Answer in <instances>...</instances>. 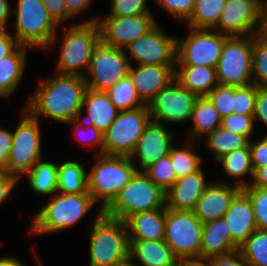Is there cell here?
<instances>
[{
    "label": "cell",
    "instance_id": "cell-43",
    "mask_svg": "<svg viewBox=\"0 0 267 266\" xmlns=\"http://www.w3.org/2000/svg\"><path fill=\"white\" fill-rule=\"evenodd\" d=\"M254 123V117L251 115L232 113L222 118L220 127L246 136L250 140L254 130Z\"/></svg>",
    "mask_w": 267,
    "mask_h": 266
},
{
    "label": "cell",
    "instance_id": "cell-60",
    "mask_svg": "<svg viewBox=\"0 0 267 266\" xmlns=\"http://www.w3.org/2000/svg\"><path fill=\"white\" fill-rule=\"evenodd\" d=\"M114 266H135V265H134V262H132V261L128 258V259L124 260L123 262L118 263V264H116V265H114Z\"/></svg>",
    "mask_w": 267,
    "mask_h": 266
},
{
    "label": "cell",
    "instance_id": "cell-20",
    "mask_svg": "<svg viewBox=\"0 0 267 266\" xmlns=\"http://www.w3.org/2000/svg\"><path fill=\"white\" fill-rule=\"evenodd\" d=\"M176 65H136L131 64L129 76L141 101L148 105L156 94L175 79Z\"/></svg>",
    "mask_w": 267,
    "mask_h": 266
},
{
    "label": "cell",
    "instance_id": "cell-47",
    "mask_svg": "<svg viewBox=\"0 0 267 266\" xmlns=\"http://www.w3.org/2000/svg\"><path fill=\"white\" fill-rule=\"evenodd\" d=\"M249 148L251 152V162L254 172L267 165V135L256 142L249 140Z\"/></svg>",
    "mask_w": 267,
    "mask_h": 266
},
{
    "label": "cell",
    "instance_id": "cell-9",
    "mask_svg": "<svg viewBox=\"0 0 267 266\" xmlns=\"http://www.w3.org/2000/svg\"><path fill=\"white\" fill-rule=\"evenodd\" d=\"M203 223L194 211L165 206V238L178 260L200 258Z\"/></svg>",
    "mask_w": 267,
    "mask_h": 266
},
{
    "label": "cell",
    "instance_id": "cell-41",
    "mask_svg": "<svg viewBox=\"0 0 267 266\" xmlns=\"http://www.w3.org/2000/svg\"><path fill=\"white\" fill-rule=\"evenodd\" d=\"M257 85L234 86L233 113L254 116Z\"/></svg>",
    "mask_w": 267,
    "mask_h": 266
},
{
    "label": "cell",
    "instance_id": "cell-2",
    "mask_svg": "<svg viewBox=\"0 0 267 266\" xmlns=\"http://www.w3.org/2000/svg\"><path fill=\"white\" fill-rule=\"evenodd\" d=\"M95 157L97 161L87 173L88 192L97 202L96 208L103 211L132 179L138 167L129 156L97 154Z\"/></svg>",
    "mask_w": 267,
    "mask_h": 266
},
{
    "label": "cell",
    "instance_id": "cell-1",
    "mask_svg": "<svg viewBox=\"0 0 267 266\" xmlns=\"http://www.w3.org/2000/svg\"><path fill=\"white\" fill-rule=\"evenodd\" d=\"M86 90L84 77L56 74L46 80L40 79L24 108L36 119L40 116L49 117L67 124L81 117Z\"/></svg>",
    "mask_w": 267,
    "mask_h": 266
},
{
    "label": "cell",
    "instance_id": "cell-42",
    "mask_svg": "<svg viewBox=\"0 0 267 266\" xmlns=\"http://www.w3.org/2000/svg\"><path fill=\"white\" fill-rule=\"evenodd\" d=\"M206 97L212 102L222 118L233 113L234 86L218 85Z\"/></svg>",
    "mask_w": 267,
    "mask_h": 266
},
{
    "label": "cell",
    "instance_id": "cell-21",
    "mask_svg": "<svg viewBox=\"0 0 267 266\" xmlns=\"http://www.w3.org/2000/svg\"><path fill=\"white\" fill-rule=\"evenodd\" d=\"M211 181L207 182L202 168L195 173L178 178L165 193L166 208L193 211Z\"/></svg>",
    "mask_w": 267,
    "mask_h": 266
},
{
    "label": "cell",
    "instance_id": "cell-5",
    "mask_svg": "<svg viewBox=\"0 0 267 266\" xmlns=\"http://www.w3.org/2000/svg\"><path fill=\"white\" fill-rule=\"evenodd\" d=\"M97 203L90 193L61 194L55 196L35 214L29 234H50L73 227Z\"/></svg>",
    "mask_w": 267,
    "mask_h": 266
},
{
    "label": "cell",
    "instance_id": "cell-17",
    "mask_svg": "<svg viewBox=\"0 0 267 266\" xmlns=\"http://www.w3.org/2000/svg\"><path fill=\"white\" fill-rule=\"evenodd\" d=\"M261 10L257 0H227L213 30L228 37L256 35Z\"/></svg>",
    "mask_w": 267,
    "mask_h": 266
},
{
    "label": "cell",
    "instance_id": "cell-10",
    "mask_svg": "<svg viewBox=\"0 0 267 266\" xmlns=\"http://www.w3.org/2000/svg\"><path fill=\"white\" fill-rule=\"evenodd\" d=\"M150 120L147 105L119 111L113 123L103 133L102 154L129 156Z\"/></svg>",
    "mask_w": 267,
    "mask_h": 266
},
{
    "label": "cell",
    "instance_id": "cell-50",
    "mask_svg": "<svg viewBox=\"0 0 267 266\" xmlns=\"http://www.w3.org/2000/svg\"><path fill=\"white\" fill-rule=\"evenodd\" d=\"M12 140V131L0 127V170H2L9 162Z\"/></svg>",
    "mask_w": 267,
    "mask_h": 266
},
{
    "label": "cell",
    "instance_id": "cell-34",
    "mask_svg": "<svg viewBox=\"0 0 267 266\" xmlns=\"http://www.w3.org/2000/svg\"><path fill=\"white\" fill-rule=\"evenodd\" d=\"M206 137L205 145L209 148V151H212L216 161L225 154L246 147L249 144V139L246 136L233 133L221 127Z\"/></svg>",
    "mask_w": 267,
    "mask_h": 266
},
{
    "label": "cell",
    "instance_id": "cell-26",
    "mask_svg": "<svg viewBox=\"0 0 267 266\" xmlns=\"http://www.w3.org/2000/svg\"><path fill=\"white\" fill-rule=\"evenodd\" d=\"M129 240L165 238V207L130 216L126 221Z\"/></svg>",
    "mask_w": 267,
    "mask_h": 266
},
{
    "label": "cell",
    "instance_id": "cell-44",
    "mask_svg": "<svg viewBox=\"0 0 267 266\" xmlns=\"http://www.w3.org/2000/svg\"><path fill=\"white\" fill-rule=\"evenodd\" d=\"M159 8L163 9L176 20L185 22L191 17L195 0H153Z\"/></svg>",
    "mask_w": 267,
    "mask_h": 266
},
{
    "label": "cell",
    "instance_id": "cell-18",
    "mask_svg": "<svg viewBox=\"0 0 267 266\" xmlns=\"http://www.w3.org/2000/svg\"><path fill=\"white\" fill-rule=\"evenodd\" d=\"M174 140L173 133L168 131L163 123L150 120L129 158L132 162L137 158L139 162L138 171H144L160 158L169 155L175 144L173 143Z\"/></svg>",
    "mask_w": 267,
    "mask_h": 266
},
{
    "label": "cell",
    "instance_id": "cell-33",
    "mask_svg": "<svg viewBox=\"0 0 267 266\" xmlns=\"http://www.w3.org/2000/svg\"><path fill=\"white\" fill-rule=\"evenodd\" d=\"M227 0H195L191 17L186 21L188 28L213 29L222 14Z\"/></svg>",
    "mask_w": 267,
    "mask_h": 266
},
{
    "label": "cell",
    "instance_id": "cell-59",
    "mask_svg": "<svg viewBox=\"0 0 267 266\" xmlns=\"http://www.w3.org/2000/svg\"><path fill=\"white\" fill-rule=\"evenodd\" d=\"M0 266H26L14 257H0Z\"/></svg>",
    "mask_w": 267,
    "mask_h": 266
},
{
    "label": "cell",
    "instance_id": "cell-13",
    "mask_svg": "<svg viewBox=\"0 0 267 266\" xmlns=\"http://www.w3.org/2000/svg\"><path fill=\"white\" fill-rule=\"evenodd\" d=\"M124 49L105 45L101 41L95 46L88 72L84 76L87 88L104 91L112 88L130 71L131 63Z\"/></svg>",
    "mask_w": 267,
    "mask_h": 266
},
{
    "label": "cell",
    "instance_id": "cell-3",
    "mask_svg": "<svg viewBox=\"0 0 267 266\" xmlns=\"http://www.w3.org/2000/svg\"><path fill=\"white\" fill-rule=\"evenodd\" d=\"M98 17L63 27L65 34L61 37L60 54L56 63V73L61 75H78L84 77L88 72L92 52L100 42ZM68 28V29H67ZM86 70L84 72V70Z\"/></svg>",
    "mask_w": 267,
    "mask_h": 266
},
{
    "label": "cell",
    "instance_id": "cell-7",
    "mask_svg": "<svg viewBox=\"0 0 267 266\" xmlns=\"http://www.w3.org/2000/svg\"><path fill=\"white\" fill-rule=\"evenodd\" d=\"M165 206V192L144 171H137L102 213L125 222L134 214L162 209Z\"/></svg>",
    "mask_w": 267,
    "mask_h": 266
},
{
    "label": "cell",
    "instance_id": "cell-54",
    "mask_svg": "<svg viewBox=\"0 0 267 266\" xmlns=\"http://www.w3.org/2000/svg\"><path fill=\"white\" fill-rule=\"evenodd\" d=\"M93 0H65L69 16L72 17L81 14L84 10L89 9Z\"/></svg>",
    "mask_w": 267,
    "mask_h": 266
},
{
    "label": "cell",
    "instance_id": "cell-46",
    "mask_svg": "<svg viewBox=\"0 0 267 266\" xmlns=\"http://www.w3.org/2000/svg\"><path fill=\"white\" fill-rule=\"evenodd\" d=\"M147 0H111L110 13L107 16H134L151 14Z\"/></svg>",
    "mask_w": 267,
    "mask_h": 266
},
{
    "label": "cell",
    "instance_id": "cell-45",
    "mask_svg": "<svg viewBox=\"0 0 267 266\" xmlns=\"http://www.w3.org/2000/svg\"><path fill=\"white\" fill-rule=\"evenodd\" d=\"M67 125H73L74 126V129H75L74 130V135H79V136L81 135L80 137L79 136H76V137L78 138V140L81 143H83V145L86 144V145H90L91 147L97 145L99 147L98 148L99 149V153L98 154H102L103 133L100 132L96 127L84 123L79 118L69 121L67 123ZM79 131H81V132H79ZM79 133H81V134H79ZM82 133H83V135H82ZM83 136H84V139L81 138Z\"/></svg>",
    "mask_w": 267,
    "mask_h": 266
},
{
    "label": "cell",
    "instance_id": "cell-48",
    "mask_svg": "<svg viewBox=\"0 0 267 266\" xmlns=\"http://www.w3.org/2000/svg\"><path fill=\"white\" fill-rule=\"evenodd\" d=\"M41 1L47 8L49 15L55 20V22L59 26L60 24L62 25L65 21H67L69 18L71 20V17L69 16V13L67 11L65 0H41Z\"/></svg>",
    "mask_w": 267,
    "mask_h": 266
},
{
    "label": "cell",
    "instance_id": "cell-35",
    "mask_svg": "<svg viewBox=\"0 0 267 266\" xmlns=\"http://www.w3.org/2000/svg\"><path fill=\"white\" fill-rule=\"evenodd\" d=\"M195 144L193 141H187L181 149L177 145L171 148L169 156L176 179L195 173L202 168L201 156L194 152Z\"/></svg>",
    "mask_w": 267,
    "mask_h": 266
},
{
    "label": "cell",
    "instance_id": "cell-23",
    "mask_svg": "<svg viewBox=\"0 0 267 266\" xmlns=\"http://www.w3.org/2000/svg\"><path fill=\"white\" fill-rule=\"evenodd\" d=\"M239 250L233 242L224 218H219L203 224L201 238V259H211L227 255Z\"/></svg>",
    "mask_w": 267,
    "mask_h": 266
},
{
    "label": "cell",
    "instance_id": "cell-14",
    "mask_svg": "<svg viewBox=\"0 0 267 266\" xmlns=\"http://www.w3.org/2000/svg\"><path fill=\"white\" fill-rule=\"evenodd\" d=\"M198 96L189 92L176 79L160 90L149 102L151 120L159 123H183L191 120Z\"/></svg>",
    "mask_w": 267,
    "mask_h": 266
},
{
    "label": "cell",
    "instance_id": "cell-57",
    "mask_svg": "<svg viewBox=\"0 0 267 266\" xmlns=\"http://www.w3.org/2000/svg\"><path fill=\"white\" fill-rule=\"evenodd\" d=\"M256 35L265 43H267V4L262 6Z\"/></svg>",
    "mask_w": 267,
    "mask_h": 266
},
{
    "label": "cell",
    "instance_id": "cell-53",
    "mask_svg": "<svg viewBox=\"0 0 267 266\" xmlns=\"http://www.w3.org/2000/svg\"><path fill=\"white\" fill-rule=\"evenodd\" d=\"M20 45L7 29H0V59L13 53Z\"/></svg>",
    "mask_w": 267,
    "mask_h": 266
},
{
    "label": "cell",
    "instance_id": "cell-32",
    "mask_svg": "<svg viewBox=\"0 0 267 266\" xmlns=\"http://www.w3.org/2000/svg\"><path fill=\"white\" fill-rule=\"evenodd\" d=\"M26 174L28 185L36 194L52 196L57 193L58 164L41 159Z\"/></svg>",
    "mask_w": 267,
    "mask_h": 266
},
{
    "label": "cell",
    "instance_id": "cell-56",
    "mask_svg": "<svg viewBox=\"0 0 267 266\" xmlns=\"http://www.w3.org/2000/svg\"><path fill=\"white\" fill-rule=\"evenodd\" d=\"M9 0H0V29H7L8 20L12 9Z\"/></svg>",
    "mask_w": 267,
    "mask_h": 266
},
{
    "label": "cell",
    "instance_id": "cell-31",
    "mask_svg": "<svg viewBox=\"0 0 267 266\" xmlns=\"http://www.w3.org/2000/svg\"><path fill=\"white\" fill-rule=\"evenodd\" d=\"M57 192L80 194L88 192L87 171L77 161L58 163Z\"/></svg>",
    "mask_w": 267,
    "mask_h": 266
},
{
    "label": "cell",
    "instance_id": "cell-36",
    "mask_svg": "<svg viewBox=\"0 0 267 266\" xmlns=\"http://www.w3.org/2000/svg\"><path fill=\"white\" fill-rule=\"evenodd\" d=\"M106 93L119 111L131 110L145 105L138 96L129 75L120 79Z\"/></svg>",
    "mask_w": 267,
    "mask_h": 266
},
{
    "label": "cell",
    "instance_id": "cell-29",
    "mask_svg": "<svg viewBox=\"0 0 267 266\" xmlns=\"http://www.w3.org/2000/svg\"><path fill=\"white\" fill-rule=\"evenodd\" d=\"M222 117L212 102L206 97H198L195 101L189 130V141H195L201 135H209L221 125Z\"/></svg>",
    "mask_w": 267,
    "mask_h": 266
},
{
    "label": "cell",
    "instance_id": "cell-52",
    "mask_svg": "<svg viewBox=\"0 0 267 266\" xmlns=\"http://www.w3.org/2000/svg\"><path fill=\"white\" fill-rule=\"evenodd\" d=\"M212 266H249L239 250L227 255L211 258Z\"/></svg>",
    "mask_w": 267,
    "mask_h": 266
},
{
    "label": "cell",
    "instance_id": "cell-39",
    "mask_svg": "<svg viewBox=\"0 0 267 266\" xmlns=\"http://www.w3.org/2000/svg\"><path fill=\"white\" fill-rule=\"evenodd\" d=\"M144 172L165 193L177 180L169 155L148 166Z\"/></svg>",
    "mask_w": 267,
    "mask_h": 266
},
{
    "label": "cell",
    "instance_id": "cell-27",
    "mask_svg": "<svg viewBox=\"0 0 267 266\" xmlns=\"http://www.w3.org/2000/svg\"><path fill=\"white\" fill-rule=\"evenodd\" d=\"M175 79L198 97L207 96L219 85L216 68L207 66H175Z\"/></svg>",
    "mask_w": 267,
    "mask_h": 266
},
{
    "label": "cell",
    "instance_id": "cell-15",
    "mask_svg": "<svg viewBox=\"0 0 267 266\" xmlns=\"http://www.w3.org/2000/svg\"><path fill=\"white\" fill-rule=\"evenodd\" d=\"M124 49L137 65H176L177 37L167 35L159 24Z\"/></svg>",
    "mask_w": 267,
    "mask_h": 266
},
{
    "label": "cell",
    "instance_id": "cell-58",
    "mask_svg": "<svg viewBox=\"0 0 267 266\" xmlns=\"http://www.w3.org/2000/svg\"><path fill=\"white\" fill-rule=\"evenodd\" d=\"M180 266H212L211 259L191 258L179 260Z\"/></svg>",
    "mask_w": 267,
    "mask_h": 266
},
{
    "label": "cell",
    "instance_id": "cell-40",
    "mask_svg": "<svg viewBox=\"0 0 267 266\" xmlns=\"http://www.w3.org/2000/svg\"><path fill=\"white\" fill-rule=\"evenodd\" d=\"M242 190L251 200L257 229L267 230V188L244 187Z\"/></svg>",
    "mask_w": 267,
    "mask_h": 266
},
{
    "label": "cell",
    "instance_id": "cell-6",
    "mask_svg": "<svg viewBox=\"0 0 267 266\" xmlns=\"http://www.w3.org/2000/svg\"><path fill=\"white\" fill-rule=\"evenodd\" d=\"M13 36L21 45L49 50L58 39V24L41 0H17Z\"/></svg>",
    "mask_w": 267,
    "mask_h": 266
},
{
    "label": "cell",
    "instance_id": "cell-49",
    "mask_svg": "<svg viewBox=\"0 0 267 266\" xmlns=\"http://www.w3.org/2000/svg\"><path fill=\"white\" fill-rule=\"evenodd\" d=\"M254 122L261 121L267 127V87L257 86Z\"/></svg>",
    "mask_w": 267,
    "mask_h": 266
},
{
    "label": "cell",
    "instance_id": "cell-51",
    "mask_svg": "<svg viewBox=\"0 0 267 266\" xmlns=\"http://www.w3.org/2000/svg\"><path fill=\"white\" fill-rule=\"evenodd\" d=\"M19 180L18 177L0 170V205L10 196Z\"/></svg>",
    "mask_w": 267,
    "mask_h": 266
},
{
    "label": "cell",
    "instance_id": "cell-19",
    "mask_svg": "<svg viewBox=\"0 0 267 266\" xmlns=\"http://www.w3.org/2000/svg\"><path fill=\"white\" fill-rule=\"evenodd\" d=\"M240 190L233 182H211L197 201L194 214L203 224L223 218Z\"/></svg>",
    "mask_w": 267,
    "mask_h": 266
},
{
    "label": "cell",
    "instance_id": "cell-24",
    "mask_svg": "<svg viewBox=\"0 0 267 266\" xmlns=\"http://www.w3.org/2000/svg\"><path fill=\"white\" fill-rule=\"evenodd\" d=\"M129 259H137L139 266H175L179 262L164 239L129 240Z\"/></svg>",
    "mask_w": 267,
    "mask_h": 266
},
{
    "label": "cell",
    "instance_id": "cell-55",
    "mask_svg": "<svg viewBox=\"0 0 267 266\" xmlns=\"http://www.w3.org/2000/svg\"><path fill=\"white\" fill-rule=\"evenodd\" d=\"M247 187L267 188V165L258 168L254 172L253 180H251V184Z\"/></svg>",
    "mask_w": 267,
    "mask_h": 266
},
{
    "label": "cell",
    "instance_id": "cell-22",
    "mask_svg": "<svg viewBox=\"0 0 267 266\" xmlns=\"http://www.w3.org/2000/svg\"><path fill=\"white\" fill-rule=\"evenodd\" d=\"M233 242L240 247L257 230L249 196L241 189L224 217Z\"/></svg>",
    "mask_w": 267,
    "mask_h": 266
},
{
    "label": "cell",
    "instance_id": "cell-8",
    "mask_svg": "<svg viewBox=\"0 0 267 266\" xmlns=\"http://www.w3.org/2000/svg\"><path fill=\"white\" fill-rule=\"evenodd\" d=\"M13 140L8 164L2 169L19 179L42 159L40 119L34 118L24 107Z\"/></svg>",
    "mask_w": 267,
    "mask_h": 266
},
{
    "label": "cell",
    "instance_id": "cell-28",
    "mask_svg": "<svg viewBox=\"0 0 267 266\" xmlns=\"http://www.w3.org/2000/svg\"><path fill=\"white\" fill-rule=\"evenodd\" d=\"M20 45L13 53L0 59V99L13 95L25 72L27 49Z\"/></svg>",
    "mask_w": 267,
    "mask_h": 266
},
{
    "label": "cell",
    "instance_id": "cell-37",
    "mask_svg": "<svg viewBox=\"0 0 267 266\" xmlns=\"http://www.w3.org/2000/svg\"><path fill=\"white\" fill-rule=\"evenodd\" d=\"M239 251L249 266H267V230L257 229Z\"/></svg>",
    "mask_w": 267,
    "mask_h": 266
},
{
    "label": "cell",
    "instance_id": "cell-16",
    "mask_svg": "<svg viewBox=\"0 0 267 266\" xmlns=\"http://www.w3.org/2000/svg\"><path fill=\"white\" fill-rule=\"evenodd\" d=\"M153 14L134 16H104L97 18L100 41L105 45L125 49L134 40L146 35L158 23Z\"/></svg>",
    "mask_w": 267,
    "mask_h": 266
},
{
    "label": "cell",
    "instance_id": "cell-25",
    "mask_svg": "<svg viewBox=\"0 0 267 266\" xmlns=\"http://www.w3.org/2000/svg\"><path fill=\"white\" fill-rule=\"evenodd\" d=\"M86 108V118L81 119L84 123L96 127L104 133L117 117L119 110L111 102L108 94L104 91H94L87 88L82 104V110Z\"/></svg>",
    "mask_w": 267,
    "mask_h": 266
},
{
    "label": "cell",
    "instance_id": "cell-12",
    "mask_svg": "<svg viewBox=\"0 0 267 266\" xmlns=\"http://www.w3.org/2000/svg\"><path fill=\"white\" fill-rule=\"evenodd\" d=\"M189 29L184 39L177 38L176 66L216 68L228 36L213 29Z\"/></svg>",
    "mask_w": 267,
    "mask_h": 266
},
{
    "label": "cell",
    "instance_id": "cell-11",
    "mask_svg": "<svg viewBox=\"0 0 267 266\" xmlns=\"http://www.w3.org/2000/svg\"><path fill=\"white\" fill-rule=\"evenodd\" d=\"M217 79L222 86H246L252 80V35L230 36L225 39Z\"/></svg>",
    "mask_w": 267,
    "mask_h": 266
},
{
    "label": "cell",
    "instance_id": "cell-30",
    "mask_svg": "<svg viewBox=\"0 0 267 266\" xmlns=\"http://www.w3.org/2000/svg\"><path fill=\"white\" fill-rule=\"evenodd\" d=\"M216 162L221 163L224 172L229 177L238 178V181L233 184L240 187L241 189L251 184V181L245 182L241 178H245L246 175H250V178L254 177V169L251 162V152L249 144L238 150L231 151L219 158Z\"/></svg>",
    "mask_w": 267,
    "mask_h": 266
},
{
    "label": "cell",
    "instance_id": "cell-61",
    "mask_svg": "<svg viewBox=\"0 0 267 266\" xmlns=\"http://www.w3.org/2000/svg\"><path fill=\"white\" fill-rule=\"evenodd\" d=\"M262 6L267 4V0H265L264 2H262L263 0H257Z\"/></svg>",
    "mask_w": 267,
    "mask_h": 266
},
{
    "label": "cell",
    "instance_id": "cell-38",
    "mask_svg": "<svg viewBox=\"0 0 267 266\" xmlns=\"http://www.w3.org/2000/svg\"><path fill=\"white\" fill-rule=\"evenodd\" d=\"M252 80L260 87H267V43L252 35Z\"/></svg>",
    "mask_w": 267,
    "mask_h": 266
},
{
    "label": "cell",
    "instance_id": "cell-4",
    "mask_svg": "<svg viewBox=\"0 0 267 266\" xmlns=\"http://www.w3.org/2000/svg\"><path fill=\"white\" fill-rule=\"evenodd\" d=\"M90 266H114L129 258L126 223L110 218L98 210L90 226Z\"/></svg>",
    "mask_w": 267,
    "mask_h": 266
}]
</instances>
